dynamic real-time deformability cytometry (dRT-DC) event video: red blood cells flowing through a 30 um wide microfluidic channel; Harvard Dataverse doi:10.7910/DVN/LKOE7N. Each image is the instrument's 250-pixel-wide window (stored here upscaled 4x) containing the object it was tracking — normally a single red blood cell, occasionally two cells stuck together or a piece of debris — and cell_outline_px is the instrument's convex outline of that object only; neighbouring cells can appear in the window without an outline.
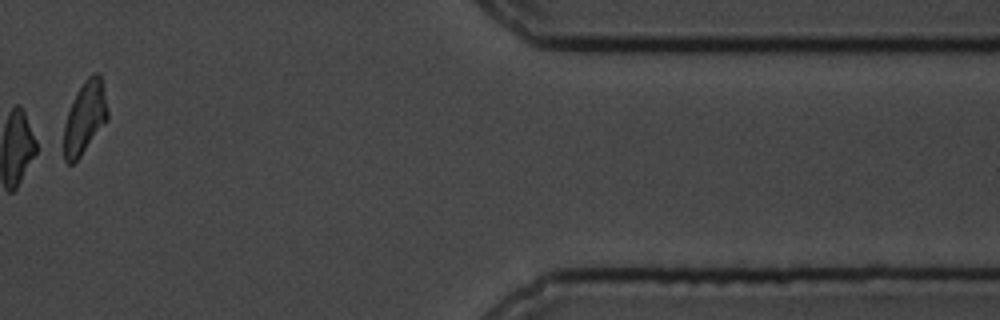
{"species": "common noctule bat (a hibernating species)", "species_latin": "Nyctalus noctula", "temperature_condition": "cold", "stored_images_in_passage": 11, "camera_frame_rate_fps": 3000, "um_per_image_px": 0.085, "animal": {"sex": "male", "body_mass_g": 19.5, "forearm_length_mm": 54.6}, "frame": {"image": 1, "passage_image": 10, "time_ms": 12.0, "image_size_px": [1000, 320], "cell_outline_px": [[108, 120], [80, 156], [72, 164], [68, 164], [64, 160], [64, 124], [72, 100], [76, 92], [84, 80], [92, 72], [96, 72], [100, 76], [108, 108]], "centroid_in_image_um": [7.21, 9.98], "position_along_channel_um": 404.2, "area_um2": 18.44}, "authors_computed_cell_mechanics": {"area_um2": 17.918, "velocity_mm_per_s": 3.5618, "shape_relaxation_time_tau1_ms": 5.1551, "shape_relaxation_time_tau2_ms": 6.9954, "deformation_change_tau1": 0.136, "deformation_change_tau2": 0.1352}}